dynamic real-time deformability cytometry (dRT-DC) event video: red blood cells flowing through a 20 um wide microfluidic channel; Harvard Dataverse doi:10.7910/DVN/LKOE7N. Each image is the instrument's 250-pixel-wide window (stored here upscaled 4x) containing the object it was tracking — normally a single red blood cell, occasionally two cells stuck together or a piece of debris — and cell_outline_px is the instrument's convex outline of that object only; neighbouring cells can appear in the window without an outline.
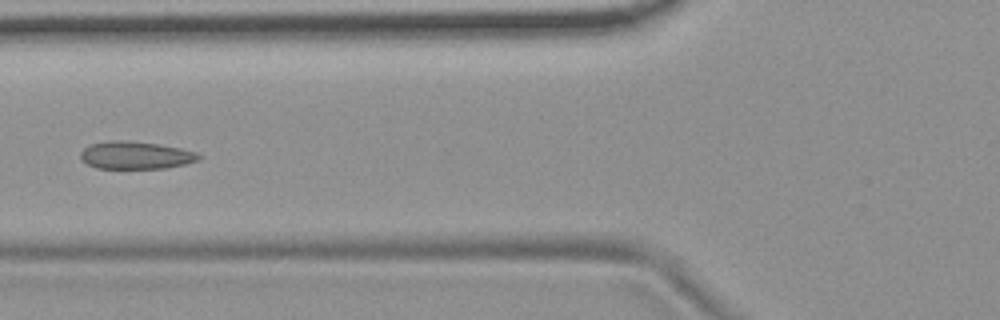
{"species": "common noctule bat (a hibernating species)", "species_latin": "Nyctalus noctula", "temperature_condition": "room temperature", "stored_images_in_passage": 13, "camera_frame_rate_fps": 3000, "um_per_image_px": 0.085, "animal": {"sex": "female", "body_mass_g": 19.9}, "frame": {"image": 1, "passage_image": 4, "time_ms": 1.0, "image_size_px": [1000, 320], "cell_outline_px": [[204, 156], [200, 160], [168, 168], [96, 168], [80, 160], [80, 152], [88, 144], [112, 140], [128, 140], [156, 144], [180, 148], [196, 152]], "centroid_in_image_um": [11.52, 13.19], "position_along_channel_um": 114.3, "area_um2": 19.19}}